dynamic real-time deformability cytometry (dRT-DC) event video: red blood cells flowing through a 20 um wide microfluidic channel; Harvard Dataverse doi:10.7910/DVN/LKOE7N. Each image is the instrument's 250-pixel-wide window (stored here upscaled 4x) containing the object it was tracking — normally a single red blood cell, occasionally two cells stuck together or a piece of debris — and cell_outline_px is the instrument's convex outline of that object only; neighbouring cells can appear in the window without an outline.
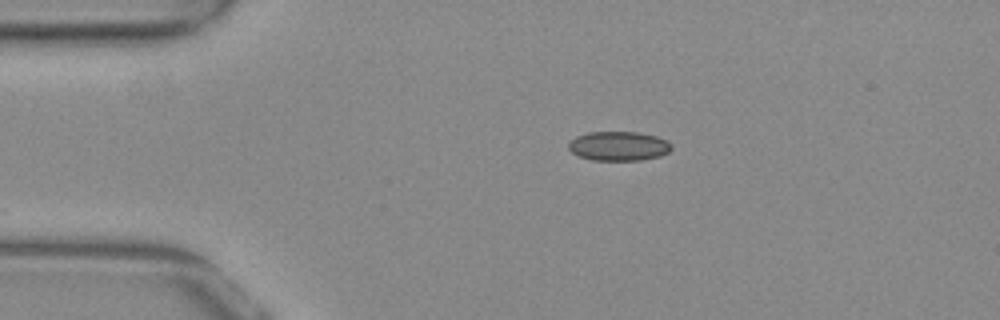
{"species": "common noctule bat (a hibernating species)", "species_latin": "Nyctalus noctula", "temperature_condition": "warm", "stored_images_in_passage": 43, "camera_frame_rate_fps": 3000, "um_per_image_px": 0.085, "animal": {"sex": "female", "body_mass_g": 29.2, "forearm_length_mm": 56.3}, "frame": {"image": 1, "passage_image": 1, "time_ms": 0.0, "image_size_px": [1000, 320], "cell_outline_px": [[672, 148], [668, 152], [660, 156], [640, 160], [592, 160], [580, 156], [572, 152], [568, 148], [568, 144], [576, 136], [588, 132], [640, 132], [656, 136], [668, 140], [672, 144]], "centroid_in_image_um": [52.61, 12.41], "position_along_channel_um": 32.4, "area_um2": 17.63}}
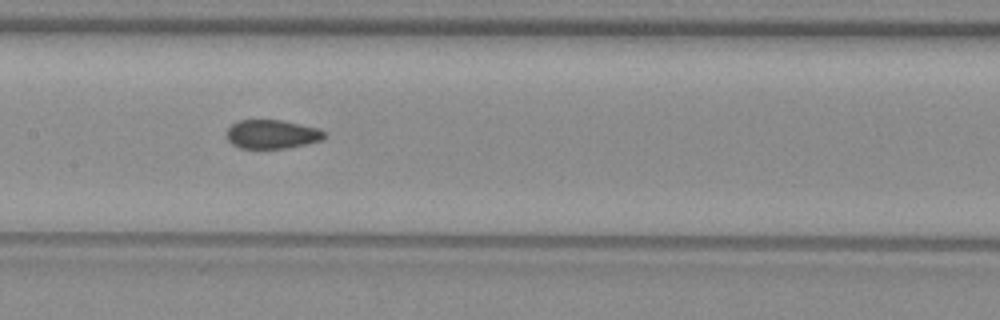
{"frame": {"image": 2, "passage_image": 16, "time_ms": 5.0, "image_size_px": [1000, 320], "cell_outline_px": [[324, 136], [320, 140], [304, 144], [284, 148], [240, 148], [232, 144], [228, 140], [228, 128], [232, 124], [240, 120], [280, 120], [320, 128], [324, 132]], "centroid_in_image_um": [23.1, 11.4], "position_along_channel_um": 184.3, "area_um2": 16.13}}
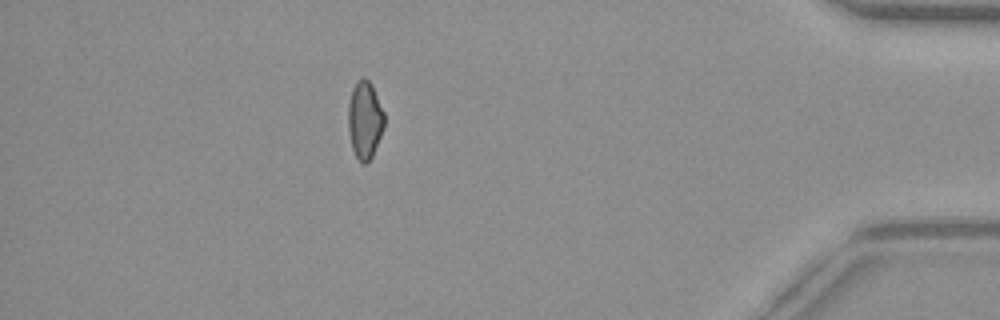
{"frame": {"image": 3, "passage_image": 37, "time_ms": 12.0, "image_size_px": [1000, 320], "cell_outline_px": [[384, 128], [372, 156], [364, 164], [356, 156], [352, 148], [348, 132], [348, 104], [352, 88], [356, 80], [364, 76], [372, 84], [384, 112]], "centroid_in_image_um": [31.0, 10.14], "position_along_channel_um": 404.2, "area_um2": 16.42}, "authors_computed_cell_mechanics": {"area_um2": 17.1088, "velocity_mm_per_s": 3.8779, "shape_relaxation_time_tau1_ms": null, "shape_relaxation_time_tau2_ms": 1.4902, "deformation_change_tau1": null, "deformation_change_tau2": 0.0529}}